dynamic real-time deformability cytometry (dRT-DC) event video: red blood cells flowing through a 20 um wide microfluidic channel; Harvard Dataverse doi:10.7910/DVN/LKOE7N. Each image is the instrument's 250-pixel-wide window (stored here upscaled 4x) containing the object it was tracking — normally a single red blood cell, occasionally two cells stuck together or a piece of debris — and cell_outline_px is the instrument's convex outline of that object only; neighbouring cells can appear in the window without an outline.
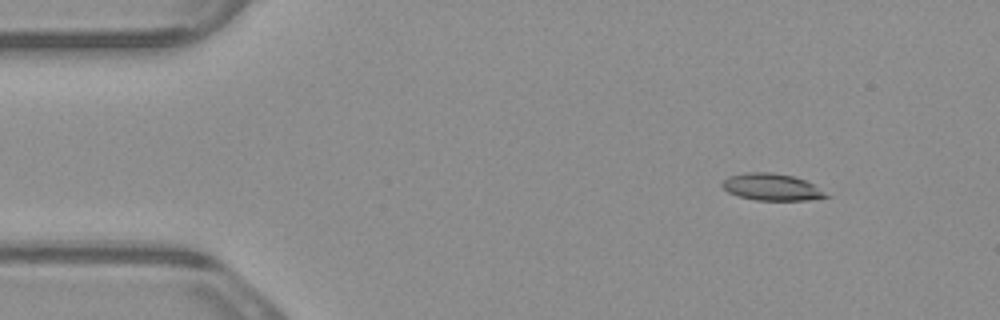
{"species": "common noctule bat (a hibernating species)", "species_latin": "Nyctalus noctula", "temperature_condition": "warm", "stored_images_in_passage": 4, "camera_frame_rate_fps": 3000, "um_per_image_px": 0.085, "animal": {"sex": "male", "body_mass_g": 23.1, "forearm_length_mm": 52.7}, "frame": {"image": 1, "passage_image": 1, "time_ms": 0.0, "image_size_px": [1000, 320], "cell_outline_px": [[832, 196], [808, 200], [756, 200], [736, 196], [728, 192], [720, 184], [728, 176], [744, 172], [772, 172], [796, 176], [812, 184]], "centroid_in_image_um": [65.57, 15.89], "position_along_channel_um": 19.4, "area_um2": 16.42}}
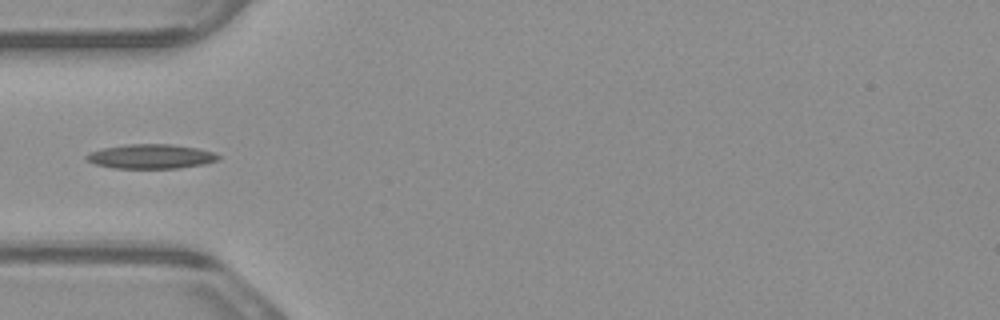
{"frame": {"image": 2, "passage_image": 4, "time_ms": 1.0, "image_size_px": [1000, 320], "cell_outline_px": [[220, 160], [204, 164], [180, 168], [112, 168], [96, 164], [88, 160], [84, 156], [92, 152], [104, 148], [128, 144], [168, 144], [196, 148], [212, 152], [220, 156]], "centroid_in_image_um": [12.86, 13.3], "position_along_channel_um": 72.1, "area_um2": 18.55}}